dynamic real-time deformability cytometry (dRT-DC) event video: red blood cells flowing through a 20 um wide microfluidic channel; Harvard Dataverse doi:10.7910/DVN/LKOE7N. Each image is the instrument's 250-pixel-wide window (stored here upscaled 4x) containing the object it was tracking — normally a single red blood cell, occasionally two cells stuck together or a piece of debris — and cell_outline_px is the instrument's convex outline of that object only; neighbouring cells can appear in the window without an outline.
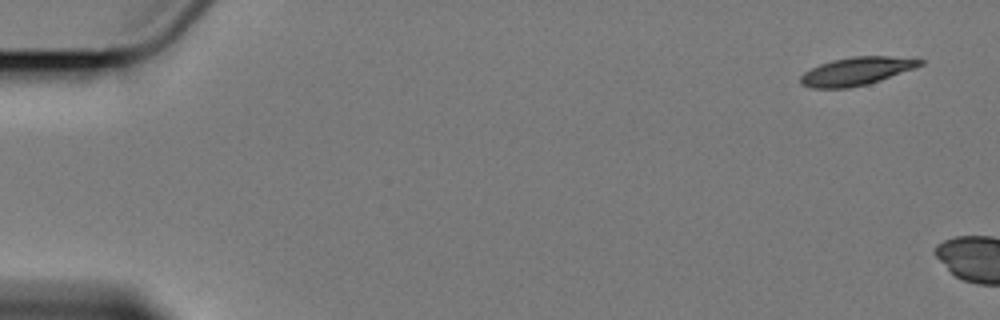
{"species": "Egyptian fruit bat (a non-hibernating species)", "species_latin": "Rousettus aegyptiacus", "temperature_condition": "cold", "stored_images_in_passage": 7, "camera_frame_rate_fps": 3000, "um_per_image_px": 0.085, "animal": {"sex": "female"}, "frame": {"image": 1, "passage_image": 1, "time_ms": 0.0, "image_size_px": [1000, 320], "cell_outline_px": [[924, 64], [916, 68], [868, 84], [848, 88], [812, 88], [800, 84], [800, 76], [804, 72], [820, 64], [832, 60], [852, 56], [888, 56], [924, 60]], "centroid_in_image_um": [72.8, 6.05], "position_along_channel_um": 12.2, "area_um2": 19.54}}